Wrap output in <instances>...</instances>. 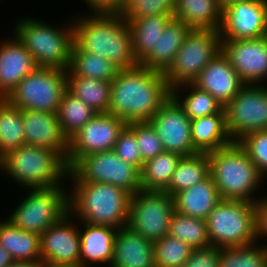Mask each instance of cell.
I'll return each mask as SVG.
<instances>
[{"label":"cell","mask_w":267,"mask_h":267,"mask_svg":"<svg viewBox=\"0 0 267 267\" xmlns=\"http://www.w3.org/2000/svg\"><path fill=\"white\" fill-rule=\"evenodd\" d=\"M170 96L171 88L162 72L141 65L120 69L111 81L109 114L126 124L148 122Z\"/></svg>","instance_id":"6da1fadb"},{"label":"cell","mask_w":267,"mask_h":267,"mask_svg":"<svg viewBox=\"0 0 267 267\" xmlns=\"http://www.w3.org/2000/svg\"><path fill=\"white\" fill-rule=\"evenodd\" d=\"M81 15L72 19L74 43L81 50L105 57L120 69L139 65L133 55L129 24L121 13L87 11Z\"/></svg>","instance_id":"7a4b0ae2"},{"label":"cell","mask_w":267,"mask_h":267,"mask_svg":"<svg viewBox=\"0 0 267 267\" xmlns=\"http://www.w3.org/2000/svg\"><path fill=\"white\" fill-rule=\"evenodd\" d=\"M69 213L78 221L120 228L128 224L131 194L111 184L68 182Z\"/></svg>","instance_id":"3957f363"},{"label":"cell","mask_w":267,"mask_h":267,"mask_svg":"<svg viewBox=\"0 0 267 267\" xmlns=\"http://www.w3.org/2000/svg\"><path fill=\"white\" fill-rule=\"evenodd\" d=\"M27 189L69 186V166L58 151L23 145L0 158V172Z\"/></svg>","instance_id":"277c9868"},{"label":"cell","mask_w":267,"mask_h":267,"mask_svg":"<svg viewBox=\"0 0 267 267\" xmlns=\"http://www.w3.org/2000/svg\"><path fill=\"white\" fill-rule=\"evenodd\" d=\"M208 158L209 173L222 199L258 201L261 195L255 193L265 178L238 142L208 153Z\"/></svg>","instance_id":"5b68a950"},{"label":"cell","mask_w":267,"mask_h":267,"mask_svg":"<svg viewBox=\"0 0 267 267\" xmlns=\"http://www.w3.org/2000/svg\"><path fill=\"white\" fill-rule=\"evenodd\" d=\"M11 32L32 54L38 67L68 70L74 43L72 19L62 26L42 22L38 18L19 17ZM68 23V24H67Z\"/></svg>","instance_id":"8992f818"},{"label":"cell","mask_w":267,"mask_h":267,"mask_svg":"<svg viewBox=\"0 0 267 267\" xmlns=\"http://www.w3.org/2000/svg\"><path fill=\"white\" fill-rule=\"evenodd\" d=\"M211 245L224 248L258 242L255 203L222 199L206 218Z\"/></svg>","instance_id":"52a82bcc"},{"label":"cell","mask_w":267,"mask_h":267,"mask_svg":"<svg viewBox=\"0 0 267 267\" xmlns=\"http://www.w3.org/2000/svg\"><path fill=\"white\" fill-rule=\"evenodd\" d=\"M68 188L27 189L7 219L24 231L41 235L69 213Z\"/></svg>","instance_id":"ba28073f"},{"label":"cell","mask_w":267,"mask_h":267,"mask_svg":"<svg viewBox=\"0 0 267 267\" xmlns=\"http://www.w3.org/2000/svg\"><path fill=\"white\" fill-rule=\"evenodd\" d=\"M67 87V70L37 67L5 98L21 110L57 113Z\"/></svg>","instance_id":"9c48e42d"},{"label":"cell","mask_w":267,"mask_h":267,"mask_svg":"<svg viewBox=\"0 0 267 267\" xmlns=\"http://www.w3.org/2000/svg\"><path fill=\"white\" fill-rule=\"evenodd\" d=\"M221 41L219 30L191 29L172 64L163 73L169 87L172 89L183 83H192L221 52Z\"/></svg>","instance_id":"30bf717a"},{"label":"cell","mask_w":267,"mask_h":267,"mask_svg":"<svg viewBox=\"0 0 267 267\" xmlns=\"http://www.w3.org/2000/svg\"><path fill=\"white\" fill-rule=\"evenodd\" d=\"M140 170L113 151L82 157L69 171L70 182H98L115 185L131 195L140 189Z\"/></svg>","instance_id":"8fae6325"},{"label":"cell","mask_w":267,"mask_h":267,"mask_svg":"<svg viewBox=\"0 0 267 267\" xmlns=\"http://www.w3.org/2000/svg\"><path fill=\"white\" fill-rule=\"evenodd\" d=\"M266 84H245L223 107L232 142H238L252 132L267 130Z\"/></svg>","instance_id":"7c38bea8"},{"label":"cell","mask_w":267,"mask_h":267,"mask_svg":"<svg viewBox=\"0 0 267 267\" xmlns=\"http://www.w3.org/2000/svg\"><path fill=\"white\" fill-rule=\"evenodd\" d=\"M174 212V197L166 191L140 189L131 195L127 226L154 243L168 235Z\"/></svg>","instance_id":"4fadbf2b"},{"label":"cell","mask_w":267,"mask_h":267,"mask_svg":"<svg viewBox=\"0 0 267 267\" xmlns=\"http://www.w3.org/2000/svg\"><path fill=\"white\" fill-rule=\"evenodd\" d=\"M127 124L109 113H97L68 140L66 158L71 169L82 157L114 148L119 134Z\"/></svg>","instance_id":"5bb4252c"},{"label":"cell","mask_w":267,"mask_h":267,"mask_svg":"<svg viewBox=\"0 0 267 267\" xmlns=\"http://www.w3.org/2000/svg\"><path fill=\"white\" fill-rule=\"evenodd\" d=\"M68 213L40 235L45 267L77 266L80 262L79 222ZM77 224V225H76Z\"/></svg>","instance_id":"9a60e30c"},{"label":"cell","mask_w":267,"mask_h":267,"mask_svg":"<svg viewBox=\"0 0 267 267\" xmlns=\"http://www.w3.org/2000/svg\"><path fill=\"white\" fill-rule=\"evenodd\" d=\"M221 51L245 84L267 82V36L254 39H221Z\"/></svg>","instance_id":"2e32d148"},{"label":"cell","mask_w":267,"mask_h":267,"mask_svg":"<svg viewBox=\"0 0 267 267\" xmlns=\"http://www.w3.org/2000/svg\"><path fill=\"white\" fill-rule=\"evenodd\" d=\"M148 122L160 138L164 151L174 152L181 156L196 153L191 139V120L172 96Z\"/></svg>","instance_id":"e0dca14e"},{"label":"cell","mask_w":267,"mask_h":267,"mask_svg":"<svg viewBox=\"0 0 267 267\" xmlns=\"http://www.w3.org/2000/svg\"><path fill=\"white\" fill-rule=\"evenodd\" d=\"M221 39L243 40L267 36V0L241 1L224 8Z\"/></svg>","instance_id":"ac0fdd59"},{"label":"cell","mask_w":267,"mask_h":267,"mask_svg":"<svg viewBox=\"0 0 267 267\" xmlns=\"http://www.w3.org/2000/svg\"><path fill=\"white\" fill-rule=\"evenodd\" d=\"M192 84L209 92L223 106L245 85L222 51L203 68Z\"/></svg>","instance_id":"d6986e66"},{"label":"cell","mask_w":267,"mask_h":267,"mask_svg":"<svg viewBox=\"0 0 267 267\" xmlns=\"http://www.w3.org/2000/svg\"><path fill=\"white\" fill-rule=\"evenodd\" d=\"M37 67L32 54L13 33L0 41V98H6Z\"/></svg>","instance_id":"ffe728a7"},{"label":"cell","mask_w":267,"mask_h":267,"mask_svg":"<svg viewBox=\"0 0 267 267\" xmlns=\"http://www.w3.org/2000/svg\"><path fill=\"white\" fill-rule=\"evenodd\" d=\"M23 125L25 145L52 149L67 158L68 139L62 132L57 113L23 110Z\"/></svg>","instance_id":"44dd1931"},{"label":"cell","mask_w":267,"mask_h":267,"mask_svg":"<svg viewBox=\"0 0 267 267\" xmlns=\"http://www.w3.org/2000/svg\"><path fill=\"white\" fill-rule=\"evenodd\" d=\"M80 262L85 267L100 264L110 267L113 258L114 239L118 228L94 225L79 221Z\"/></svg>","instance_id":"7402d4cb"},{"label":"cell","mask_w":267,"mask_h":267,"mask_svg":"<svg viewBox=\"0 0 267 267\" xmlns=\"http://www.w3.org/2000/svg\"><path fill=\"white\" fill-rule=\"evenodd\" d=\"M153 242L129 226L118 228L110 267H153Z\"/></svg>","instance_id":"603a6c76"},{"label":"cell","mask_w":267,"mask_h":267,"mask_svg":"<svg viewBox=\"0 0 267 267\" xmlns=\"http://www.w3.org/2000/svg\"><path fill=\"white\" fill-rule=\"evenodd\" d=\"M191 29L183 22L171 18L159 36L151 51L139 62V65L164 73L172 64L181 48L184 38Z\"/></svg>","instance_id":"cb8c5ba5"},{"label":"cell","mask_w":267,"mask_h":267,"mask_svg":"<svg viewBox=\"0 0 267 267\" xmlns=\"http://www.w3.org/2000/svg\"><path fill=\"white\" fill-rule=\"evenodd\" d=\"M173 197L177 213L204 220L222 200L210 174L204 180L181 190Z\"/></svg>","instance_id":"d4e9b609"},{"label":"cell","mask_w":267,"mask_h":267,"mask_svg":"<svg viewBox=\"0 0 267 267\" xmlns=\"http://www.w3.org/2000/svg\"><path fill=\"white\" fill-rule=\"evenodd\" d=\"M191 139L196 153H211L232 143L225 123V113H215L191 120Z\"/></svg>","instance_id":"484cf974"},{"label":"cell","mask_w":267,"mask_h":267,"mask_svg":"<svg viewBox=\"0 0 267 267\" xmlns=\"http://www.w3.org/2000/svg\"><path fill=\"white\" fill-rule=\"evenodd\" d=\"M222 13L218 0H175L173 18L183 21L190 29L219 30Z\"/></svg>","instance_id":"4316f807"},{"label":"cell","mask_w":267,"mask_h":267,"mask_svg":"<svg viewBox=\"0 0 267 267\" xmlns=\"http://www.w3.org/2000/svg\"><path fill=\"white\" fill-rule=\"evenodd\" d=\"M40 235L27 232L9 219L0 220V244L14 261H42Z\"/></svg>","instance_id":"83f0119b"},{"label":"cell","mask_w":267,"mask_h":267,"mask_svg":"<svg viewBox=\"0 0 267 267\" xmlns=\"http://www.w3.org/2000/svg\"><path fill=\"white\" fill-rule=\"evenodd\" d=\"M66 89L84 101L97 113H109L111 103V82L89 79L67 70Z\"/></svg>","instance_id":"f1b7e54d"},{"label":"cell","mask_w":267,"mask_h":267,"mask_svg":"<svg viewBox=\"0 0 267 267\" xmlns=\"http://www.w3.org/2000/svg\"><path fill=\"white\" fill-rule=\"evenodd\" d=\"M171 96L184 109L190 120L215 113H225L224 106L209 92L197 88L192 83H183L173 87Z\"/></svg>","instance_id":"f546056e"},{"label":"cell","mask_w":267,"mask_h":267,"mask_svg":"<svg viewBox=\"0 0 267 267\" xmlns=\"http://www.w3.org/2000/svg\"><path fill=\"white\" fill-rule=\"evenodd\" d=\"M182 156L163 151L144 162L140 173V186L147 191H165Z\"/></svg>","instance_id":"4dcf8cb0"},{"label":"cell","mask_w":267,"mask_h":267,"mask_svg":"<svg viewBox=\"0 0 267 267\" xmlns=\"http://www.w3.org/2000/svg\"><path fill=\"white\" fill-rule=\"evenodd\" d=\"M75 75L89 79L112 81L120 68L105 57L81 50L75 43L71 48V65Z\"/></svg>","instance_id":"1f68e13d"},{"label":"cell","mask_w":267,"mask_h":267,"mask_svg":"<svg viewBox=\"0 0 267 267\" xmlns=\"http://www.w3.org/2000/svg\"><path fill=\"white\" fill-rule=\"evenodd\" d=\"M209 172V158L207 153L182 156L165 191L169 195L174 196L181 190L204 180L210 174Z\"/></svg>","instance_id":"d6a6232c"},{"label":"cell","mask_w":267,"mask_h":267,"mask_svg":"<svg viewBox=\"0 0 267 267\" xmlns=\"http://www.w3.org/2000/svg\"><path fill=\"white\" fill-rule=\"evenodd\" d=\"M171 18L173 16L157 15L128 23L132 34L133 55L138 62L151 51Z\"/></svg>","instance_id":"836d02e7"},{"label":"cell","mask_w":267,"mask_h":267,"mask_svg":"<svg viewBox=\"0 0 267 267\" xmlns=\"http://www.w3.org/2000/svg\"><path fill=\"white\" fill-rule=\"evenodd\" d=\"M23 145V110L0 98V158Z\"/></svg>","instance_id":"e575fe53"},{"label":"cell","mask_w":267,"mask_h":267,"mask_svg":"<svg viewBox=\"0 0 267 267\" xmlns=\"http://www.w3.org/2000/svg\"><path fill=\"white\" fill-rule=\"evenodd\" d=\"M57 114L62 132L69 140L90 121L97 112L66 89L63 92Z\"/></svg>","instance_id":"d590c367"},{"label":"cell","mask_w":267,"mask_h":267,"mask_svg":"<svg viewBox=\"0 0 267 267\" xmlns=\"http://www.w3.org/2000/svg\"><path fill=\"white\" fill-rule=\"evenodd\" d=\"M168 235L177 238L193 249L211 246L206 220L177 213L172 215Z\"/></svg>","instance_id":"8d00e7d4"},{"label":"cell","mask_w":267,"mask_h":267,"mask_svg":"<svg viewBox=\"0 0 267 267\" xmlns=\"http://www.w3.org/2000/svg\"><path fill=\"white\" fill-rule=\"evenodd\" d=\"M219 267H267V245L256 242L221 248Z\"/></svg>","instance_id":"74e56055"},{"label":"cell","mask_w":267,"mask_h":267,"mask_svg":"<svg viewBox=\"0 0 267 267\" xmlns=\"http://www.w3.org/2000/svg\"><path fill=\"white\" fill-rule=\"evenodd\" d=\"M192 250L193 248L185 242L166 235L153 243L155 265L159 267H182Z\"/></svg>","instance_id":"f35d334b"},{"label":"cell","mask_w":267,"mask_h":267,"mask_svg":"<svg viewBox=\"0 0 267 267\" xmlns=\"http://www.w3.org/2000/svg\"><path fill=\"white\" fill-rule=\"evenodd\" d=\"M174 12L175 0H127L120 13L127 23H131L149 16H173Z\"/></svg>","instance_id":"ab89813d"},{"label":"cell","mask_w":267,"mask_h":267,"mask_svg":"<svg viewBox=\"0 0 267 267\" xmlns=\"http://www.w3.org/2000/svg\"><path fill=\"white\" fill-rule=\"evenodd\" d=\"M238 143L256 165L259 173L267 179V130L252 132Z\"/></svg>","instance_id":"60d3db41"},{"label":"cell","mask_w":267,"mask_h":267,"mask_svg":"<svg viewBox=\"0 0 267 267\" xmlns=\"http://www.w3.org/2000/svg\"><path fill=\"white\" fill-rule=\"evenodd\" d=\"M128 125L135 132V138L144 162L164 151L160 138L149 122H134Z\"/></svg>","instance_id":"b9f144b4"},{"label":"cell","mask_w":267,"mask_h":267,"mask_svg":"<svg viewBox=\"0 0 267 267\" xmlns=\"http://www.w3.org/2000/svg\"><path fill=\"white\" fill-rule=\"evenodd\" d=\"M113 151L123 161L132 164L140 171L143 168L144 161L138 148L134 130L127 124L119 134L115 142Z\"/></svg>","instance_id":"7bdbcfd3"},{"label":"cell","mask_w":267,"mask_h":267,"mask_svg":"<svg viewBox=\"0 0 267 267\" xmlns=\"http://www.w3.org/2000/svg\"><path fill=\"white\" fill-rule=\"evenodd\" d=\"M221 248L208 246L193 249L182 267H219Z\"/></svg>","instance_id":"ee69618b"},{"label":"cell","mask_w":267,"mask_h":267,"mask_svg":"<svg viewBox=\"0 0 267 267\" xmlns=\"http://www.w3.org/2000/svg\"><path fill=\"white\" fill-rule=\"evenodd\" d=\"M89 12L120 13L127 0H83Z\"/></svg>","instance_id":"f6af8a7d"},{"label":"cell","mask_w":267,"mask_h":267,"mask_svg":"<svg viewBox=\"0 0 267 267\" xmlns=\"http://www.w3.org/2000/svg\"><path fill=\"white\" fill-rule=\"evenodd\" d=\"M256 207V221H257V239L263 245H267V195H262L255 203Z\"/></svg>","instance_id":"bcb514c9"},{"label":"cell","mask_w":267,"mask_h":267,"mask_svg":"<svg viewBox=\"0 0 267 267\" xmlns=\"http://www.w3.org/2000/svg\"><path fill=\"white\" fill-rule=\"evenodd\" d=\"M13 262L10 253L0 244V267H9Z\"/></svg>","instance_id":"7dc6e473"},{"label":"cell","mask_w":267,"mask_h":267,"mask_svg":"<svg viewBox=\"0 0 267 267\" xmlns=\"http://www.w3.org/2000/svg\"><path fill=\"white\" fill-rule=\"evenodd\" d=\"M42 261H14L9 267H43Z\"/></svg>","instance_id":"c3c4849f"},{"label":"cell","mask_w":267,"mask_h":267,"mask_svg":"<svg viewBox=\"0 0 267 267\" xmlns=\"http://www.w3.org/2000/svg\"><path fill=\"white\" fill-rule=\"evenodd\" d=\"M241 1H247V0H218L222 10L224 8H227V7L231 6L232 4H235V3H238V2H241Z\"/></svg>","instance_id":"681fc988"},{"label":"cell","mask_w":267,"mask_h":267,"mask_svg":"<svg viewBox=\"0 0 267 267\" xmlns=\"http://www.w3.org/2000/svg\"><path fill=\"white\" fill-rule=\"evenodd\" d=\"M65 267H85V266L77 265V266H65Z\"/></svg>","instance_id":"f907efd6"}]
</instances>
